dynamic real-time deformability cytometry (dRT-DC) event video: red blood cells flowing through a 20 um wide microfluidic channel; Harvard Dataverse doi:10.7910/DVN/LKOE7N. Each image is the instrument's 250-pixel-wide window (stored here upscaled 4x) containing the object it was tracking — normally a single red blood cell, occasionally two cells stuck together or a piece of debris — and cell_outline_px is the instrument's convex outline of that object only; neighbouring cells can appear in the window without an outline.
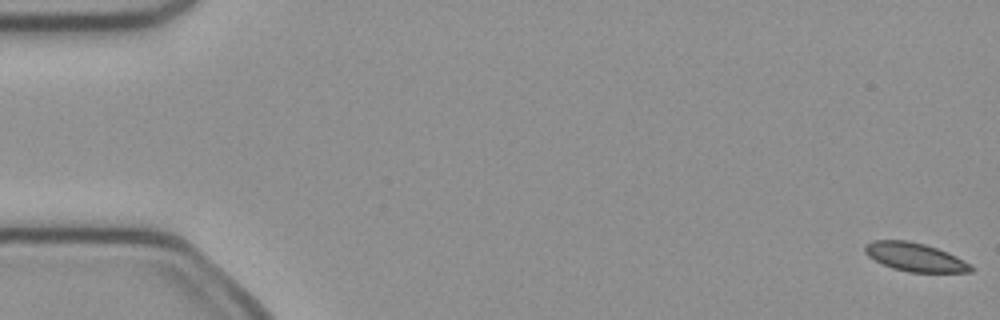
{"species": "common noctule bat (a hibernating species)", "species_latin": "Nyctalus noctula", "temperature_condition": "cold", "stored_images_in_passage": 52, "camera_frame_rate_fps": 3000, "um_per_image_px": 0.085, "animal": {"sex": "female", "body_mass_g": 21.9}, "frame": {"image": 1, "passage_image": 1, "time_ms": 0.0, "image_size_px": [1000, 320], "cell_outline_px": [[972, 272], [908, 272], [892, 268], [868, 256], [864, 252], [864, 244], [872, 240], [908, 240], [924, 244], [948, 252], [972, 264]], "centroid_in_image_um": [77.76, 21.84], "position_along_channel_um": 7.2, "area_um2": 17.63}}
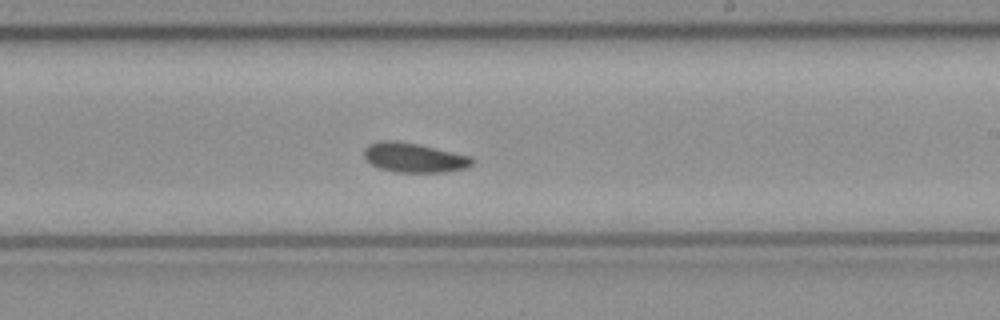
{"frame": {"image": 2, "passage_image": 31, "time_ms": 10.0, "image_size_px": [1000, 320], "cell_outline_px": [[476, 164], [468, 168], [444, 172], [396, 172], [380, 168], [372, 164], [364, 156], [364, 148], [368, 144], [380, 140], [396, 140], [416, 144], [472, 156], [476, 160]], "centroid_in_image_um": [35.25, 13.4], "position_along_channel_um": 253.8, "area_um2": 18.73}}
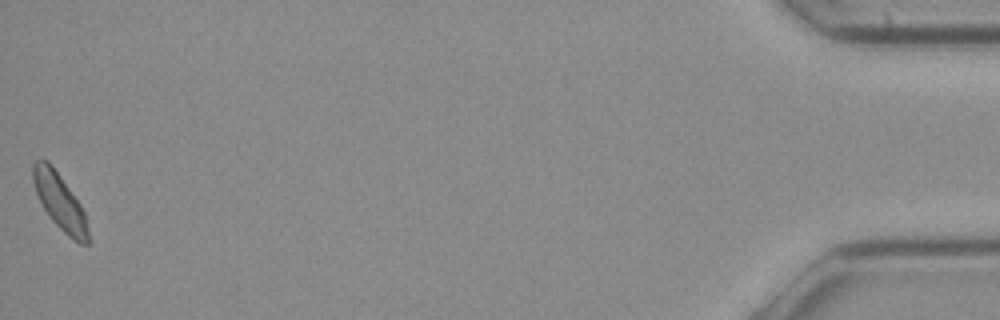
{"frame": {"image": 3, "passage_image": 52, "time_ms": 17.0, "image_size_px": [1000, 320], "cell_outline_px": [[88, 244], [80, 244], [68, 236], [52, 220], [44, 208], [36, 192], [32, 180], [32, 164], [36, 160], [48, 160], [60, 176], [80, 204], [84, 212], [88, 228]], "centroid_in_image_um": [5.07, 17.13], "position_along_channel_um": 430.1, "area_um2": 17.63}}